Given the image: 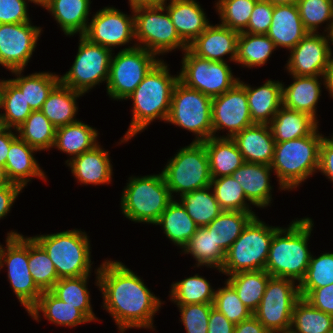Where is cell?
<instances>
[{
    "label": "cell",
    "mask_w": 333,
    "mask_h": 333,
    "mask_svg": "<svg viewBox=\"0 0 333 333\" xmlns=\"http://www.w3.org/2000/svg\"><path fill=\"white\" fill-rule=\"evenodd\" d=\"M325 87L329 90L330 95L333 97V56L330 55L327 70L325 73Z\"/></svg>",
    "instance_id": "e7e4bbea"
},
{
    "label": "cell",
    "mask_w": 333,
    "mask_h": 333,
    "mask_svg": "<svg viewBox=\"0 0 333 333\" xmlns=\"http://www.w3.org/2000/svg\"><path fill=\"white\" fill-rule=\"evenodd\" d=\"M27 0H0V24L30 22Z\"/></svg>",
    "instance_id": "9f6ffc18"
},
{
    "label": "cell",
    "mask_w": 333,
    "mask_h": 333,
    "mask_svg": "<svg viewBox=\"0 0 333 333\" xmlns=\"http://www.w3.org/2000/svg\"><path fill=\"white\" fill-rule=\"evenodd\" d=\"M212 179L231 175L245 160L231 138L210 137L203 141Z\"/></svg>",
    "instance_id": "f1b7e54d"
},
{
    "label": "cell",
    "mask_w": 333,
    "mask_h": 333,
    "mask_svg": "<svg viewBox=\"0 0 333 333\" xmlns=\"http://www.w3.org/2000/svg\"><path fill=\"white\" fill-rule=\"evenodd\" d=\"M268 1L271 2L273 5L292 4L297 2V0H268Z\"/></svg>",
    "instance_id": "89a4df30"
},
{
    "label": "cell",
    "mask_w": 333,
    "mask_h": 333,
    "mask_svg": "<svg viewBox=\"0 0 333 333\" xmlns=\"http://www.w3.org/2000/svg\"><path fill=\"white\" fill-rule=\"evenodd\" d=\"M7 235L6 249L0 245V269L7 264L10 285L19 302L29 312L43 292L35 284L29 270L28 237L15 231Z\"/></svg>",
    "instance_id": "5bb4252c"
},
{
    "label": "cell",
    "mask_w": 333,
    "mask_h": 333,
    "mask_svg": "<svg viewBox=\"0 0 333 333\" xmlns=\"http://www.w3.org/2000/svg\"><path fill=\"white\" fill-rule=\"evenodd\" d=\"M213 306L234 324L240 323L253 315L227 281L224 288H218L215 291Z\"/></svg>",
    "instance_id": "f5cc1de1"
},
{
    "label": "cell",
    "mask_w": 333,
    "mask_h": 333,
    "mask_svg": "<svg viewBox=\"0 0 333 333\" xmlns=\"http://www.w3.org/2000/svg\"><path fill=\"white\" fill-rule=\"evenodd\" d=\"M231 139L245 162L271 165L276 142L269 125L253 124L235 134Z\"/></svg>",
    "instance_id": "7402d4cb"
},
{
    "label": "cell",
    "mask_w": 333,
    "mask_h": 333,
    "mask_svg": "<svg viewBox=\"0 0 333 333\" xmlns=\"http://www.w3.org/2000/svg\"><path fill=\"white\" fill-rule=\"evenodd\" d=\"M234 333H270L254 316L235 324Z\"/></svg>",
    "instance_id": "6125c7cd"
},
{
    "label": "cell",
    "mask_w": 333,
    "mask_h": 333,
    "mask_svg": "<svg viewBox=\"0 0 333 333\" xmlns=\"http://www.w3.org/2000/svg\"><path fill=\"white\" fill-rule=\"evenodd\" d=\"M310 218L292 221L288 228H279L273 236L265 270L271 277L288 278L299 283L304 278L311 257L308 240L313 223Z\"/></svg>",
    "instance_id": "3957f363"
},
{
    "label": "cell",
    "mask_w": 333,
    "mask_h": 333,
    "mask_svg": "<svg viewBox=\"0 0 333 333\" xmlns=\"http://www.w3.org/2000/svg\"><path fill=\"white\" fill-rule=\"evenodd\" d=\"M23 188L20 185L0 187V219L10 212L11 206Z\"/></svg>",
    "instance_id": "94428289"
},
{
    "label": "cell",
    "mask_w": 333,
    "mask_h": 333,
    "mask_svg": "<svg viewBox=\"0 0 333 333\" xmlns=\"http://www.w3.org/2000/svg\"><path fill=\"white\" fill-rule=\"evenodd\" d=\"M181 312V322L187 333H207L210 311L213 303H193L177 305Z\"/></svg>",
    "instance_id": "db71d44e"
},
{
    "label": "cell",
    "mask_w": 333,
    "mask_h": 333,
    "mask_svg": "<svg viewBox=\"0 0 333 333\" xmlns=\"http://www.w3.org/2000/svg\"><path fill=\"white\" fill-rule=\"evenodd\" d=\"M276 143L310 135L318 122L310 115L285 108L283 105L268 124Z\"/></svg>",
    "instance_id": "f546056e"
},
{
    "label": "cell",
    "mask_w": 333,
    "mask_h": 333,
    "mask_svg": "<svg viewBox=\"0 0 333 333\" xmlns=\"http://www.w3.org/2000/svg\"><path fill=\"white\" fill-rule=\"evenodd\" d=\"M235 324L229 321L216 308H212L208 320L207 333H234Z\"/></svg>",
    "instance_id": "91938a15"
},
{
    "label": "cell",
    "mask_w": 333,
    "mask_h": 333,
    "mask_svg": "<svg viewBox=\"0 0 333 333\" xmlns=\"http://www.w3.org/2000/svg\"><path fill=\"white\" fill-rule=\"evenodd\" d=\"M97 136L98 132L96 129L78 120L56 128L53 147L71 156L73 155L71 158H74L98 145L96 142Z\"/></svg>",
    "instance_id": "e575fe53"
},
{
    "label": "cell",
    "mask_w": 333,
    "mask_h": 333,
    "mask_svg": "<svg viewBox=\"0 0 333 333\" xmlns=\"http://www.w3.org/2000/svg\"><path fill=\"white\" fill-rule=\"evenodd\" d=\"M279 228L267 226L254 216L226 252L219 272L231 275L241 271L265 270L270 245Z\"/></svg>",
    "instance_id": "52a82bcc"
},
{
    "label": "cell",
    "mask_w": 333,
    "mask_h": 333,
    "mask_svg": "<svg viewBox=\"0 0 333 333\" xmlns=\"http://www.w3.org/2000/svg\"><path fill=\"white\" fill-rule=\"evenodd\" d=\"M291 333H333V316L300 297L293 308Z\"/></svg>",
    "instance_id": "f35d334b"
},
{
    "label": "cell",
    "mask_w": 333,
    "mask_h": 333,
    "mask_svg": "<svg viewBox=\"0 0 333 333\" xmlns=\"http://www.w3.org/2000/svg\"><path fill=\"white\" fill-rule=\"evenodd\" d=\"M78 52L71 69L60 77V82L81 93H86L102 81L108 82L112 50L89 41L80 35Z\"/></svg>",
    "instance_id": "4fadbf2b"
},
{
    "label": "cell",
    "mask_w": 333,
    "mask_h": 333,
    "mask_svg": "<svg viewBox=\"0 0 333 333\" xmlns=\"http://www.w3.org/2000/svg\"><path fill=\"white\" fill-rule=\"evenodd\" d=\"M171 287L170 297L176 305L214 303L215 289L198 274L175 282Z\"/></svg>",
    "instance_id": "bcb514c9"
},
{
    "label": "cell",
    "mask_w": 333,
    "mask_h": 333,
    "mask_svg": "<svg viewBox=\"0 0 333 333\" xmlns=\"http://www.w3.org/2000/svg\"><path fill=\"white\" fill-rule=\"evenodd\" d=\"M288 278L270 277L253 315L270 333L289 332L293 308L300 298L299 286Z\"/></svg>",
    "instance_id": "7c38bea8"
},
{
    "label": "cell",
    "mask_w": 333,
    "mask_h": 333,
    "mask_svg": "<svg viewBox=\"0 0 333 333\" xmlns=\"http://www.w3.org/2000/svg\"><path fill=\"white\" fill-rule=\"evenodd\" d=\"M273 4L268 0H257L244 32L252 34H267L271 26Z\"/></svg>",
    "instance_id": "11a10c76"
},
{
    "label": "cell",
    "mask_w": 333,
    "mask_h": 333,
    "mask_svg": "<svg viewBox=\"0 0 333 333\" xmlns=\"http://www.w3.org/2000/svg\"><path fill=\"white\" fill-rule=\"evenodd\" d=\"M168 4L163 6L180 39L187 46L210 25L203 9L195 0H170Z\"/></svg>",
    "instance_id": "603a6c76"
},
{
    "label": "cell",
    "mask_w": 333,
    "mask_h": 333,
    "mask_svg": "<svg viewBox=\"0 0 333 333\" xmlns=\"http://www.w3.org/2000/svg\"><path fill=\"white\" fill-rule=\"evenodd\" d=\"M212 129L216 132L227 129L224 138H232L243 129L252 126L246 89L238 82L232 89L212 98Z\"/></svg>",
    "instance_id": "e0dca14e"
},
{
    "label": "cell",
    "mask_w": 333,
    "mask_h": 333,
    "mask_svg": "<svg viewBox=\"0 0 333 333\" xmlns=\"http://www.w3.org/2000/svg\"><path fill=\"white\" fill-rule=\"evenodd\" d=\"M18 135L13 134L11 128H3L0 131V164L5 166L11 142Z\"/></svg>",
    "instance_id": "be15d7a7"
},
{
    "label": "cell",
    "mask_w": 333,
    "mask_h": 333,
    "mask_svg": "<svg viewBox=\"0 0 333 333\" xmlns=\"http://www.w3.org/2000/svg\"><path fill=\"white\" fill-rule=\"evenodd\" d=\"M328 37H329V42H331L333 44V23L330 28V31L328 32Z\"/></svg>",
    "instance_id": "8c879c8a"
},
{
    "label": "cell",
    "mask_w": 333,
    "mask_h": 333,
    "mask_svg": "<svg viewBox=\"0 0 333 333\" xmlns=\"http://www.w3.org/2000/svg\"><path fill=\"white\" fill-rule=\"evenodd\" d=\"M136 0H129V3H134Z\"/></svg>",
    "instance_id": "34e18365"
},
{
    "label": "cell",
    "mask_w": 333,
    "mask_h": 333,
    "mask_svg": "<svg viewBox=\"0 0 333 333\" xmlns=\"http://www.w3.org/2000/svg\"><path fill=\"white\" fill-rule=\"evenodd\" d=\"M108 156V151L96 145L93 149L70 158L66 163L78 182L87 185L108 184L112 180V164Z\"/></svg>",
    "instance_id": "484cf974"
},
{
    "label": "cell",
    "mask_w": 333,
    "mask_h": 333,
    "mask_svg": "<svg viewBox=\"0 0 333 333\" xmlns=\"http://www.w3.org/2000/svg\"><path fill=\"white\" fill-rule=\"evenodd\" d=\"M183 252L193 255L197 267L205 265L217 270L221 269L226 255L219 245L215 244L212 234L205 227H199L195 231Z\"/></svg>",
    "instance_id": "7bdbcfd3"
},
{
    "label": "cell",
    "mask_w": 333,
    "mask_h": 333,
    "mask_svg": "<svg viewBox=\"0 0 333 333\" xmlns=\"http://www.w3.org/2000/svg\"><path fill=\"white\" fill-rule=\"evenodd\" d=\"M155 54L136 45L122 49L111 58L107 93L114 100L127 97L160 61Z\"/></svg>",
    "instance_id": "8fae6325"
},
{
    "label": "cell",
    "mask_w": 333,
    "mask_h": 333,
    "mask_svg": "<svg viewBox=\"0 0 333 333\" xmlns=\"http://www.w3.org/2000/svg\"><path fill=\"white\" fill-rule=\"evenodd\" d=\"M28 266L35 284L42 292L51 291L59 280L53 262L32 237H28Z\"/></svg>",
    "instance_id": "f6af8a7d"
},
{
    "label": "cell",
    "mask_w": 333,
    "mask_h": 333,
    "mask_svg": "<svg viewBox=\"0 0 333 333\" xmlns=\"http://www.w3.org/2000/svg\"><path fill=\"white\" fill-rule=\"evenodd\" d=\"M178 81L179 76L169 74L167 64L160 59L127 97L133 100V116L121 142L128 141L157 118L166 121L173 90Z\"/></svg>",
    "instance_id": "7a4b0ae2"
},
{
    "label": "cell",
    "mask_w": 333,
    "mask_h": 333,
    "mask_svg": "<svg viewBox=\"0 0 333 333\" xmlns=\"http://www.w3.org/2000/svg\"><path fill=\"white\" fill-rule=\"evenodd\" d=\"M239 34L222 24H210L188 49L198 57L217 62H226L223 56L230 54V61L235 62Z\"/></svg>",
    "instance_id": "ffe728a7"
},
{
    "label": "cell",
    "mask_w": 333,
    "mask_h": 333,
    "mask_svg": "<svg viewBox=\"0 0 333 333\" xmlns=\"http://www.w3.org/2000/svg\"><path fill=\"white\" fill-rule=\"evenodd\" d=\"M89 275L81 277L60 278L51 292L63 302L79 309L90 321L97 318L91 307L90 293L87 290Z\"/></svg>",
    "instance_id": "ee69618b"
},
{
    "label": "cell",
    "mask_w": 333,
    "mask_h": 333,
    "mask_svg": "<svg viewBox=\"0 0 333 333\" xmlns=\"http://www.w3.org/2000/svg\"><path fill=\"white\" fill-rule=\"evenodd\" d=\"M6 81L7 80H0V108H3V94L6 86Z\"/></svg>",
    "instance_id": "a7ac6f4b"
},
{
    "label": "cell",
    "mask_w": 333,
    "mask_h": 333,
    "mask_svg": "<svg viewBox=\"0 0 333 333\" xmlns=\"http://www.w3.org/2000/svg\"><path fill=\"white\" fill-rule=\"evenodd\" d=\"M36 148L29 146L19 136L10 144L6 159V172L12 183L20 185L22 188L31 181L32 177H40L45 180L42 171L34 158L33 152Z\"/></svg>",
    "instance_id": "4316f807"
},
{
    "label": "cell",
    "mask_w": 333,
    "mask_h": 333,
    "mask_svg": "<svg viewBox=\"0 0 333 333\" xmlns=\"http://www.w3.org/2000/svg\"><path fill=\"white\" fill-rule=\"evenodd\" d=\"M212 98L189 88L180 81L174 87L166 122L172 123L196 136L194 142L213 137Z\"/></svg>",
    "instance_id": "30bf717a"
},
{
    "label": "cell",
    "mask_w": 333,
    "mask_h": 333,
    "mask_svg": "<svg viewBox=\"0 0 333 333\" xmlns=\"http://www.w3.org/2000/svg\"><path fill=\"white\" fill-rule=\"evenodd\" d=\"M1 113L3 127L17 129L33 111L21 90L10 80L6 81Z\"/></svg>",
    "instance_id": "c3c4849f"
},
{
    "label": "cell",
    "mask_w": 333,
    "mask_h": 333,
    "mask_svg": "<svg viewBox=\"0 0 333 333\" xmlns=\"http://www.w3.org/2000/svg\"><path fill=\"white\" fill-rule=\"evenodd\" d=\"M179 81L189 88L214 98L232 89L239 78L233 77L226 62L210 61L193 54L188 48L184 51Z\"/></svg>",
    "instance_id": "9a60e30c"
},
{
    "label": "cell",
    "mask_w": 333,
    "mask_h": 333,
    "mask_svg": "<svg viewBox=\"0 0 333 333\" xmlns=\"http://www.w3.org/2000/svg\"><path fill=\"white\" fill-rule=\"evenodd\" d=\"M85 233L74 229L32 238L45 250L60 279L90 275L91 249Z\"/></svg>",
    "instance_id": "8992f818"
},
{
    "label": "cell",
    "mask_w": 333,
    "mask_h": 333,
    "mask_svg": "<svg viewBox=\"0 0 333 333\" xmlns=\"http://www.w3.org/2000/svg\"><path fill=\"white\" fill-rule=\"evenodd\" d=\"M226 280L237 292L243 304L254 313L262 300L271 275L266 270L241 271Z\"/></svg>",
    "instance_id": "8d00e7d4"
},
{
    "label": "cell",
    "mask_w": 333,
    "mask_h": 333,
    "mask_svg": "<svg viewBox=\"0 0 333 333\" xmlns=\"http://www.w3.org/2000/svg\"><path fill=\"white\" fill-rule=\"evenodd\" d=\"M3 128H4V127H3L2 119H1V117H0V131H1Z\"/></svg>",
    "instance_id": "753ad0ef"
},
{
    "label": "cell",
    "mask_w": 333,
    "mask_h": 333,
    "mask_svg": "<svg viewBox=\"0 0 333 333\" xmlns=\"http://www.w3.org/2000/svg\"><path fill=\"white\" fill-rule=\"evenodd\" d=\"M304 299L314 308L333 316V283L311 290Z\"/></svg>",
    "instance_id": "6f0895ef"
},
{
    "label": "cell",
    "mask_w": 333,
    "mask_h": 333,
    "mask_svg": "<svg viewBox=\"0 0 333 333\" xmlns=\"http://www.w3.org/2000/svg\"><path fill=\"white\" fill-rule=\"evenodd\" d=\"M210 190L212 189L209 186L185 193L179 200L198 227H206L224 211Z\"/></svg>",
    "instance_id": "b9f144b4"
},
{
    "label": "cell",
    "mask_w": 333,
    "mask_h": 333,
    "mask_svg": "<svg viewBox=\"0 0 333 333\" xmlns=\"http://www.w3.org/2000/svg\"><path fill=\"white\" fill-rule=\"evenodd\" d=\"M16 131L23 141L38 151L48 150L55 142L56 127L41 110L32 111Z\"/></svg>",
    "instance_id": "60d3db41"
},
{
    "label": "cell",
    "mask_w": 333,
    "mask_h": 333,
    "mask_svg": "<svg viewBox=\"0 0 333 333\" xmlns=\"http://www.w3.org/2000/svg\"><path fill=\"white\" fill-rule=\"evenodd\" d=\"M210 187L223 210L253 212L242 186L231 175L212 179Z\"/></svg>",
    "instance_id": "7dc6e473"
},
{
    "label": "cell",
    "mask_w": 333,
    "mask_h": 333,
    "mask_svg": "<svg viewBox=\"0 0 333 333\" xmlns=\"http://www.w3.org/2000/svg\"><path fill=\"white\" fill-rule=\"evenodd\" d=\"M89 41L112 50L135 38L134 14L128 16L114 7L96 12L83 34Z\"/></svg>",
    "instance_id": "ac0fdd59"
},
{
    "label": "cell",
    "mask_w": 333,
    "mask_h": 333,
    "mask_svg": "<svg viewBox=\"0 0 333 333\" xmlns=\"http://www.w3.org/2000/svg\"><path fill=\"white\" fill-rule=\"evenodd\" d=\"M318 171L333 182V137H323L321 141Z\"/></svg>",
    "instance_id": "680465c9"
},
{
    "label": "cell",
    "mask_w": 333,
    "mask_h": 333,
    "mask_svg": "<svg viewBox=\"0 0 333 333\" xmlns=\"http://www.w3.org/2000/svg\"><path fill=\"white\" fill-rule=\"evenodd\" d=\"M28 1L44 7L50 0H28Z\"/></svg>",
    "instance_id": "2644e50d"
},
{
    "label": "cell",
    "mask_w": 333,
    "mask_h": 333,
    "mask_svg": "<svg viewBox=\"0 0 333 333\" xmlns=\"http://www.w3.org/2000/svg\"><path fill=\"white\" fill-rule=\"evenodd\" d=\"M130 8L134 14L135 39L140 42L135 44L137 47L144 48L155 55L176 48L183 51L188 48L180 39L163 5L130 3ZM165 11L166 14H164Z\"/></svg>",
    "instance_id": "ba28073f"
},
{
    "label": "cell",
    "mask_w": 333,
    "mask_h": 333,
    "mask_svg": "<svg viewBox=\"0 0 333 333\" xmlns=\"http://www.w3.org/2000/svg\"><path fill=\"white\" fill-rule=\"evenodd\" d=\"M134 3L144 5H164L167 4V0H136Z\"/></svg>",
    "instance_id": "003e7915"
},
{
    "label": "cell",
    "mask_w": 333,
    "mask_h": 333,
    "mask_svg": "<svg viewBox=\"0 0 333 333\" xmlns=\"http://www.w3.org/2000/svg\"><path fill=\"white\" fill-rule=\"evenodd\" d=\"M308 33L290 51L287 70L290 75L321 76L325 85V73L332 53L328 34Z\"/></svg>",
    "instance_id": "d6986e66"
},
{
    "label": "cell",
    "mask_w": 333,
    "mask_h": 333,
    "mask_svg": "<svg viewBox=\"0 0 333 333\" xmlns=\"http://www.w3.org/2000/svg\"><path fill=\"white\" fill-rule=\"evenodd\" d=\"M171 193H185L209 187L212 181L209 158L203 142L181 148L162 171Z\"/></svg>",
    "instance_id": "9c48e42d"
},
{
    "label": "cell",
    "mask_w": 333,
    "mask_h": 333,
    "mask_svg": "<svg viewBox=\"0 0 333 333\" xmlns=\"http://www.w3.org/2000/svg\"><path fill=\"white\" fill-rule=\"evenodd\" d=\"M82 95L59 82L49 93L41 111L56 128L77 122L74 118L78 110L76 99Z\"/></svg>",
    "instance_id": "4dcf8cb0"
},
{
    "label": "cell",
    "mask_w": 333,
    "mask_h": 333,
    "mask_svg": "<svg viewBox=\"0 0 333 333\" xmlns=\"http://www.w3.org/2000/svg\"><path fill=\"white\" fill-rule=\"evenodd\" d=\"M302 23L309 33H319L317 28L321 23L328 22L327 33L333 23V0H297Z\"/></svg>",
    "instance_id": "816d5d0a"
},
{
    "label": "cell",
    "mask_w": 333,
    "mask_h": 333,
    "mask_svg": "<svg viewBox=\"0 0 333 333\" xmlns=\"http://www.w3.org/2000/svg\"><path fill=\"white\" fill-rule=\"evenodd\" d=\"M257 0H219L216 4L221 24L236 32H244Z\"/></svg>",
    "instance_id": "f907efd6"
},
{
    "label": "cell",
    "mask_w": 333,
    "mask_h": 333,
    "mask_svg": "<svg viewBox=\"0 0 333 333\" xmlns=\"http://www.w3.org/2000/svg\"><path fill=\"white\" fill-rule=\"evenodd\" d=\"M40 311L44 313L45 318L56 325L74 327L91 322L79 309L63 302L51 291H44L28 313L39 321Z\"/></svg>",
    "instance_id": "d6a6232c"
},
{
    "label": "cell",
    "mask_w": 333,
    "mask_h": 333,
    "mask_svg": "<svg viewBox=\"0 0 333 333\" xmlns=\"http://www.w3.org/2000/svg\"><path fill=\"white\" fill-rule=\"evenodd\" d=\"M155 225L162 226L166 237L182 249L199 228L188 215L182 203L174 199L161 214Z\"/></svg>",
    "instance_id": "836d02e7"
},
{
    "label": "cell",
    "mask_w": 333,
    "mask_h": 333,
    "mask_svg": "<svg viewBox=\"0 0 333 333\" xmlns=\"http://www.w3.org/2000/svg\"><path fill=\"white\" fill-rule=\"evenodd\" d=\"M16 78L10 79L24 94L31 109L41 110L43 103L47 100L49 93L60 82V77L49 72H39L22 76L23 70L11 71Z\"/></svg>",
    "instance_id": "74e56055"
},
{
    "label": "cell",
    "mask_w": 333,
    "mask_h": 333,
    "mask_svg": "<svg viewBox=\"0 0 333 333\" xmlns=\"http://www.w3.org/2000/svg\"><path fill=\"white\" fill-rule=\"evenodd\" d=\"M97 286L103 307L114 318L120 332L128 328L153 329V316L162 304L139 276L123 263L105 261L97 269Z\"/></svg>",
    "instance_id": "6da1fadb"
},
{
    "label": "cell",
    "mask_w": 333,
    "mask_h": 333,
    "mask_svg": "<svg viewBox=\"0 0 333 333\" xmlns=\"http://www.w3.org/2000/svg\"><path fill=\"white\" fill-rule=\"evenodd\" d=\"M8 185H18V184L11 182V180L7 175L5 166L0 164V187Z\"/></svg>",
    "instance_id": "03108f58"
},
{
    "label": "cell",
    "mask_w": 333,
    "mask_h": 333,
    "mask_svg": "<svg viewBox=\"0 0 333 333\" xmlns=\"http://www.w3.org/2000/svg\"><path fill=\"white\" fill-rule=\"evenodd\" d=\"M246 89L249 112L254 124H269L282 106L283 84L268 80L260 87H250L239 80Z\"/></svg>",
    "instance_id": "d4e9b609"
},
{
    "label": "cell",
    "mask_w": 333,
    "mask_h": 333,
    "mask_svg": "<svg viewBox=\"0 0 333 333\" xmlns=\"http://www.w3.org/2000/svg\"><path fill=\"white\" fill-rule=\"evenodd\" d=\"M318 127L307 136L275 144L270 167L279 179L281 190L297 188L319 170L320 144L323 139Z\"/></svg>",
    "instance_id": "277c9868"
},
{
    "label": "cell",
    "mask_w": 333,
    "mask_h": 333,
    "mask_svg": "<svg viewBox=\"0 0 333 333\" xmlns=\"http://www.w3.org/2000/svg\"><path fill=\"white\" fill-rule=\"evenodd\" d=\"M333 283V253H323L317 258L313 255L304 278L298 283L300 297L304 298L311 290Z\"/></svg>",
    "instance_id": "681fc988"
},
{
    "label": "cell",
    "mask_w": 333,
    "mask_h": 333,
    "mask_svg": "<svg viewBox=\"0 0 333 333\" xmlns=\"http://www.w3.org/2000/svg\"><path fill=\"white\" fill-rule=\"evenodd\" d=\"M40 33L41 28L31 22L0 24V64L9 71L24 70Z\"/></svg>",
    "instance_id": "2e32d148"
},
{
    "label": "cell",
    "mask_w": 333,
    "mask_h": 333,
    "mask_svg": "<svg viewBox=\"0 0 333 333\" xmlns=\"http://www.w3.org/2000/svg\"><path fill=\"white\" fill-rule=\"evenodd\" d=\"M254 216V212L224 210L205 228L212 234L215 244L226 253Z\"/></svg>",
    "instance_id": "d590c367"
},
{
    "label": "cell",
    "mask_w": 333,
    "mask_h": 333,
    "mask_svg": "<svg viewBox=\"0 0 333 333\" xmlns=\"http://www.w3.org/2000/svg\"><path fill=\"white\" fill-rule=\"evenodd\" d=\"M161 174L130 177L121 197L122 213L134 222L155 224L173 200Z\"/></svg>",
    "instance_id": "5b68a950"
},
{
    "label": "cell",
    "mask_w": 333,
    "mask_h": 333,
    "mask_svg": "<svg viewBox=\"0 0 333 333\" xmlns=\"http://www.w3.org/2000/svg\"><path fill=\"white\" fill-rule=\"evenodd\" d=\"M275 49V43L266 34L241 32L238 37L235 62L248 68L262 66Z\"/></svg>",
    "instance_id": "ab89813d"
},
{
    "label": "cell",
    "mask_w": 333,
    "mask_h": 333,
    "mask_svg": "<svg viewBox=\"0 0 333 333\" xmlns=\"http://www.w3.org/2000/svg\"><path fill=\"white\" fill-rule=\"evenodd\" d=\"M293 76V82L282 88V105L285 108L303 112L317 121L316 105L321 95L320 76Z\"/></svg>",
    "instance_id": "83f0119b"
},
{
    "label": "cell",
    "mask_w": 333,
    "mask_h": 333,
    "mask_svg": "<svg viewBox=\"0 0 333 333\" xmlns=\"http://www.w3.org/2000/svg\"><path fill=\"white\" fill-rule=\"evenodd\" d=\"M309 32L305 29L296 3L273 5L267 36L277 47L293 49Z\"/></svg>",
    "instance_id": "44dd1931"
},
{
    "label": "cell",
    "mask_w": 333,
    "mask_h": 333,
    "mask_svg": "<svg viewBox=\"0 0 333 333\" xmlns=\"http://www.w3.org/2000/svg\"><path fill=\"white\" fill-rule=\"evenodd\" d=\"M269 165L245 162L231 174L241 186L250 204L264 208L271 203Z\"/></svg>",
    "instance_id": "cb8c5ba5"
},
{
    "label": "cell",
    "mask_w": 333,
    "mask_h": 333,
    "mask_svg": "<svg viewBox=\"0 0 333 333\" xmlns=\"http://www.w3.org/2000/svg\"><path fill=\"white\" fill-rule=\"evenodd\" d=\"M91 0H50L44 8L52 13L65 35L79 32L83 35L88 26Z\"/></svg>",
    "instance_id": "1f68e13d"
}]
</instances>
